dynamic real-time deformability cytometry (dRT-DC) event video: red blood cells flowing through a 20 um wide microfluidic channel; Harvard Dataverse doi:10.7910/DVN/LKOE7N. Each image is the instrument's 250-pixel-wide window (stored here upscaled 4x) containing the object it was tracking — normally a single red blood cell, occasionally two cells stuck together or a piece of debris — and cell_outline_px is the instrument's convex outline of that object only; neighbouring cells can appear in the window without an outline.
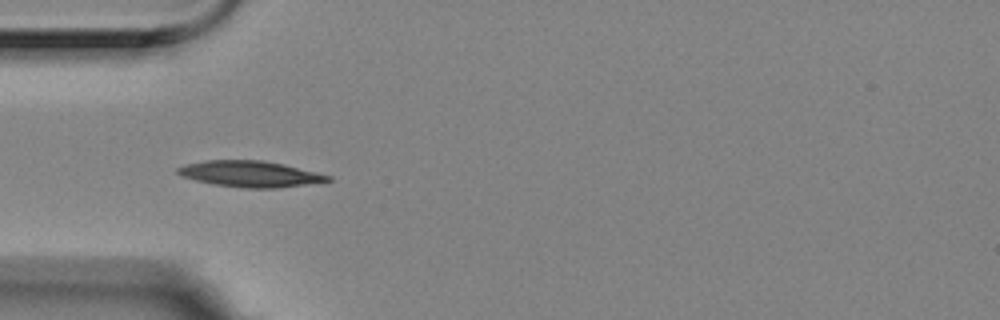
{"species": "Egyptian fruit bat (a non-hibernating species)", "species_latin": "Rousettus aegyptiacus", "temperature_condition": "room temperature", "stored_images_in_passage": 4, "camera_frame_rate_fps": 3000, "um_per_image_px": 0.085, "animal": {"sex": "female"}, "frame": {"image": 1, "passage_image": 4, "time_ms": 1.0, "image_size_px": [1000, 320], "cell_outline_px": [[332, 180], [276, 188], [244, 188], [216, 184], [196, 180], [184, 176], [176, 172], [176, 168], [184, 164], [208, 160], [264, 160], [284, 164], [332, 176]], "centroid_in_image_um": [21.25, 14.77], "position_along_channel_um": 63.7, "area_um2": 22.54}}